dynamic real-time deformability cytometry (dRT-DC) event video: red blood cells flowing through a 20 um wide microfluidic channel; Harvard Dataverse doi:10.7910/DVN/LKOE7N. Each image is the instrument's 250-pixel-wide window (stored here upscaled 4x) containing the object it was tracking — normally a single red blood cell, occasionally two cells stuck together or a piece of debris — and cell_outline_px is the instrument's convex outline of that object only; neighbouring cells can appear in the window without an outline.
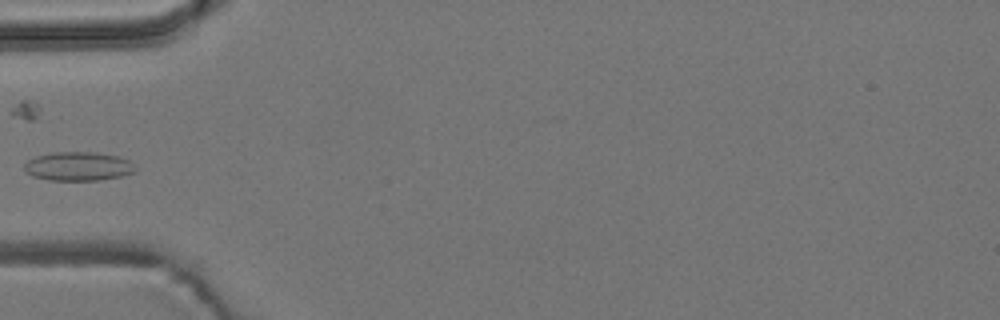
{"species": "common noctule bat (a hibernating species)", "species_latin": "Nyctalus noctula", "temperature_condition": "room temperature", "stored_images_in_passage": 5, "camera_frame_rate_fps": 3000, "um_per_image_px": 0.085, "animal": {"sex": "male", "body_mass_g": 19.2, "forearm_length_mm": 51.8}, "frame": {"image": 1, "passage_image": 5, "time_ms": 4.667, "image_size_px": [1000, 320], "cell_outline_px": [[136, 172], [120, 176], [100, 180], [48, 180], [32, 176], [24, 168], [24, 164], [28, 160], [36, 156], [52, 152], [96, 152], [120, 156], [128, 160], [136, 168]], "centroid_in_image_um": [6.66, 14.13], "position_along_channel_um": 78.3, "area_um2": 18.73}}